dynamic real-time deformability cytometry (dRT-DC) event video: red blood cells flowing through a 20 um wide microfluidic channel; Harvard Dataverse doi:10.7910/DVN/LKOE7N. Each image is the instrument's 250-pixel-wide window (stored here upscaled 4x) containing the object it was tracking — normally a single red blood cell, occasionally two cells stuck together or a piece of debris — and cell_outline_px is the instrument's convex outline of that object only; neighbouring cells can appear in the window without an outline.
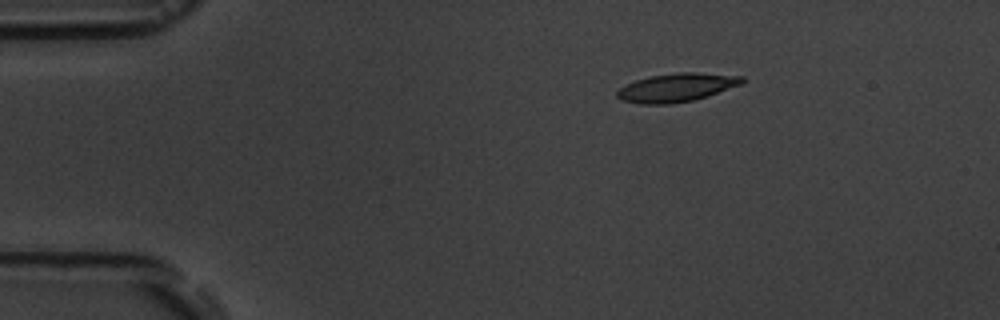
{"species": "common noctule bat (a hibernating species)", "species_latin": "Nyctalus noctula", "temperature_condition": "room temperature", "stored_images_in_passage": 2, "camera_frame_rate_fps": 3000, "um_per_image_px": 0.085, "animal": {"sex": "male", "body_mass_g": 19.5, "forearm_length_mm": 54.6}, "frame": {"image": 1, "passage_image": 1, "time_ms": 0.0, "image_size_px": [1000, 320], "cell_outline_px": [[744, 84], [708, 96], [692, 100], [672, 104], [640, 104], [620, 100], [616, 96], [616, 92], [620, 88], [636, 80], [652, 76], [676, 72], [696, 72], [744, 76]], "centroid_in_image_um": [57.55, 7.44], "position_along_channel_um": 27.5, "area_um2": 20.87}}